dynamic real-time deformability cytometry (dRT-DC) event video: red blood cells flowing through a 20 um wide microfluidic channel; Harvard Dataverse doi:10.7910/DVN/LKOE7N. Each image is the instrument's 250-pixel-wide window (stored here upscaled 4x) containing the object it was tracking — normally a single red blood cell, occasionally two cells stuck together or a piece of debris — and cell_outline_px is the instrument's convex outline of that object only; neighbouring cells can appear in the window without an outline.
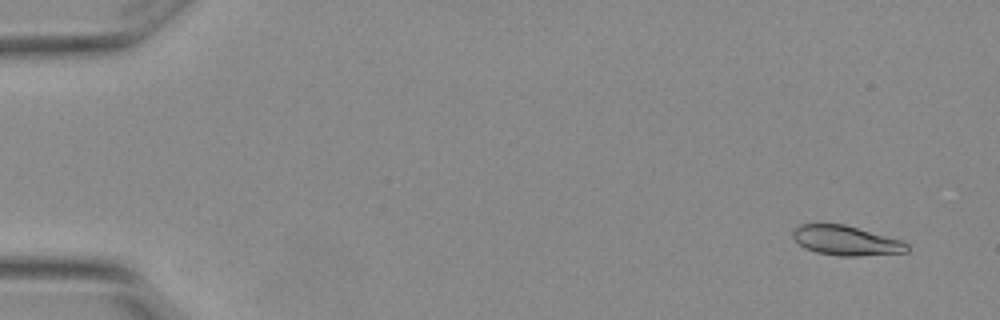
{"species": "Egyptian fruit bat (a non-hibernating species)", "species_latin": "Rousettus aegyptiacus", "temperature_condition": "warm", "stored_images_in_passage": 4, "camera_frame_rate_fps": 3000, "um_per_image_px": 0.085, "animal": {"sex": "female"}, "frame": {"image": 1, "passage_image": 1, "time_ms": 0.0, "image_size_px": [1000, 320], "cell_outline_px": [[908, 252], [860, 256], [840, 256], [816, 252], [804, 248], [792, 236], [792, 232], [800, 224], [844, 224], [900, 240], [908, 244]], "centroid_in_image_um": [71.9, 20.45], "position_along_channel_um": 13.1, "area_um2": 19.54}}
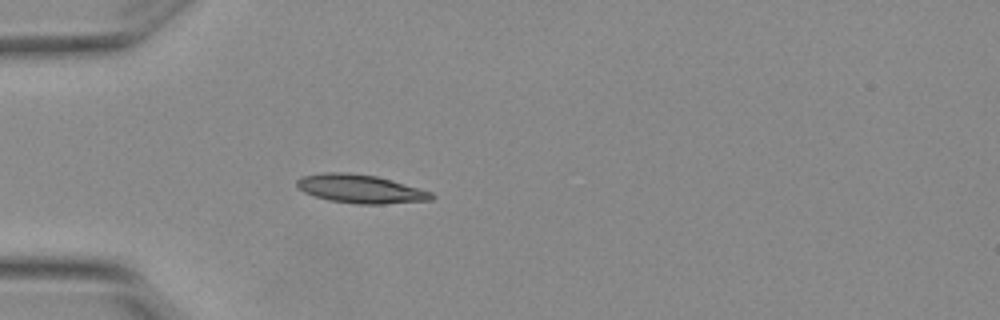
{"frame": {"image": 2, "passage_image": 4, "time_ms": 1.0, "image_size_px": [1000, 320], "cell_outline_px": [[436, 196], [432, 200], [384, 204], [356, 204], [328, 200], [304, 192], [296, 184], [296, 180], [304, 176], [324, 172], [348, 172], [376, 176], [432, 192]], "centroid_in_image_um": [30.65, 16.06], "position_along_channel_um": 54.4, "area_um2": 22.25}}